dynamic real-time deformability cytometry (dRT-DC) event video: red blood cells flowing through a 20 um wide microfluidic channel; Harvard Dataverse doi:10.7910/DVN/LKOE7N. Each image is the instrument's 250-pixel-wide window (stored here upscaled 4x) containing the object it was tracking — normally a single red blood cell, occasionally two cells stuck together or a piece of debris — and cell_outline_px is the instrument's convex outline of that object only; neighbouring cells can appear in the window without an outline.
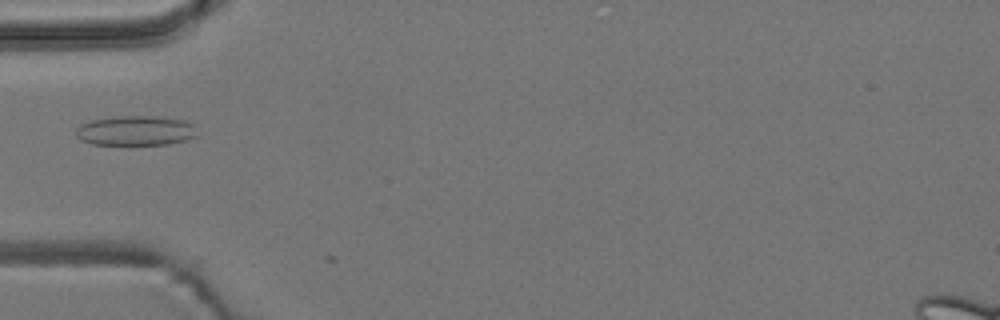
{"species": "common noctule bat (a hibernating species)", "species_latin": "Nyctalus noctula", "temperature_condition": "room temperature", "stored_images_in_passage": 5, "camera_frame_rate_fps": 3000, "um_per_image_px": 0.085, "animal": {"sex": "male", "body_mass_g": 19.2, "forearm_length_mm": 51.8}, "frame": {"image": 1, "passage_image": 5, "time_ms": 5.333, "image_size_px": [1000, 320], "cell_outline_px": [[200, 136], [168, 144], [132, 148], [92, 144], [80, 140], [76, 136], [76, 128], [80, 124], [92, 120], [112, 116], [156, 116], [184, 120], [192, 124]], "centroid_in_image_um": [11.5, 11.16], "position_along_channel_um": 73.5, "area_um2": 22.25}}